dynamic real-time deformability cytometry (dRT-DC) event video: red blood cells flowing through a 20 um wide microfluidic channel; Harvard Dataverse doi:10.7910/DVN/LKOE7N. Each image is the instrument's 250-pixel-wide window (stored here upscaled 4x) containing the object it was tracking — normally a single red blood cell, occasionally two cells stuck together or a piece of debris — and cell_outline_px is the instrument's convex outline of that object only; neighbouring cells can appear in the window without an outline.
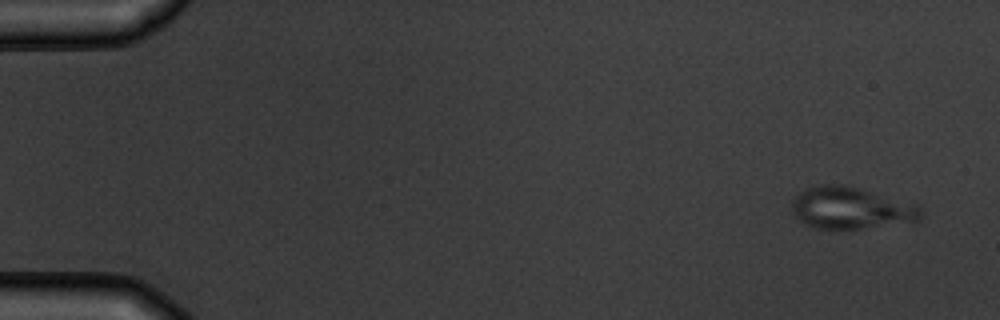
{"species": "common noctule bat (a hibernating species)", "species_latin": "Nyctalus noctula", "temperature_condition": "warm", "stored_images_in_passage": 6, "camera_frame_rate_fps": 3000, "um_per_image_px": 0.085, "animal": {"sex": "male", "body_mass_g": 19.5, "forearm_length_mm": 54.6}, "frame": {"image": 1, "passage_image": 1, "time_ms": 0.0, "image_size_px": [1000, 320], "cell_outline_px": [[924, 216], [920, 220], [840, 232], [812, 228], [800, 220], [792, 212], [792, 200], [800, 192], [808, 188], [820, 184], [844, 184], [860, 188], [916, 204], [924, 212]], "centroid_in_image_um": [72.32, 17.72], "position_along_channel_um": 12.7, "area_um2": 32.19}}
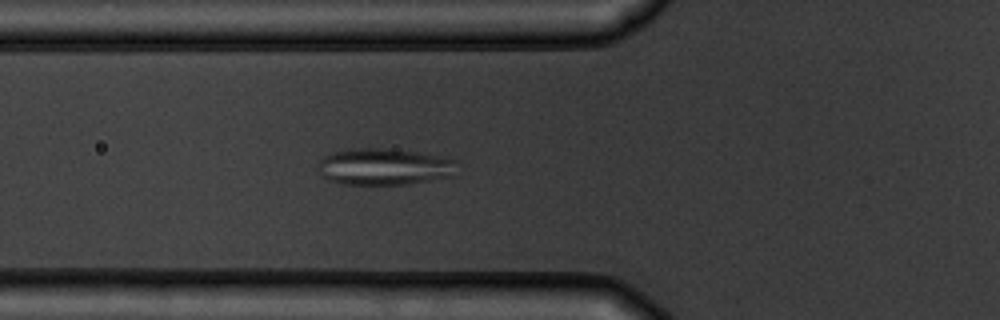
{"frame": {"image": 2, "passage_image": 6, "time_ms": 5.667, "image_size_px": [1000, 320], "cell_outline_px": [[456, 176], [408, 184], [344, 184], [328, 180], [320, 172], [316, 164], [324, 156], [332, 152], [348, 148], [396, 148], [456, 160]], "centroid_in_image_um": [32.66, 14.16], "position_along_channel_um": 93.1, "area_um2": 30.0}}